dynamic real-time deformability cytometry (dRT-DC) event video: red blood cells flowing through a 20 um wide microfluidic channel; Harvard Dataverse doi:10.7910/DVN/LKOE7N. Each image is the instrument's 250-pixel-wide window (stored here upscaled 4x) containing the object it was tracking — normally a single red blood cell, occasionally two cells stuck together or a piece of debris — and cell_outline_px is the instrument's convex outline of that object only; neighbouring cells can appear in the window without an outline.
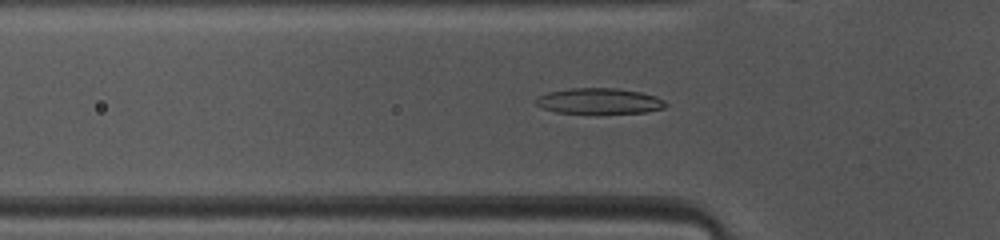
{"species": "common noctule bat (a hibernating species)", "species_latin": "Nyctalus noctula", "temperature_condition": "warm", "stored_images_in_passage": 47, "camera_frame_rate_fps": 3000, "um_per_image_px": 0.085, "animal": {"sex": "female", "body_mass_g": 10.0, "forearm_length_mm": 53.1}, "frame": {"image": 1, "passage_image": 14, "time_ms": 4.333, "image_size_px": [1000, 240], "cell_outline_px": [[668, 104], [664, 108], [644, 112], [556, 112], [544, 108], [536, 104], [536, 100], [540, 96], [548, 92], [568, 88], [616, 88], [640, 92], [656, 96], [664, 100]], "centroid_in_image_um": [50.96, 8.56], "position_along_channel_um": 74.8, "area_um2": 18.96}}
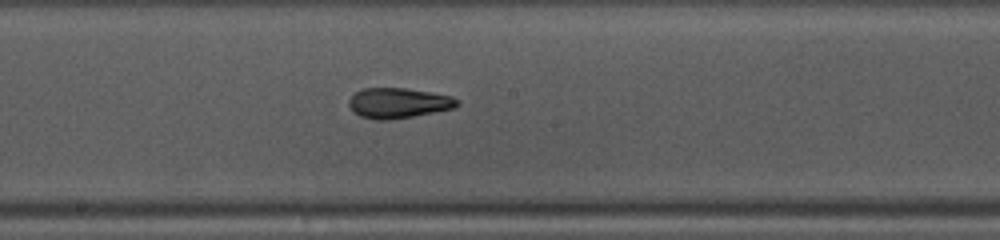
{"frame": {"image": 2, "passage_image": 24, "time_ms": 7.667, "image_size_px": [1000, 240], "cell_outline_px": [[460, 104], [452, 108], [412, 116], [388, 120], [376, 120], [360, 116], [352, 112], [348, 104], [348, 100], [356, 92], [364, 88], [404, 88], [432, 92], [452, 96], [460, 100]], "centroid_in_image_um": [33.84, 8.75], "position_along_channel_um": 214.4, "area_um2": 19.07}}
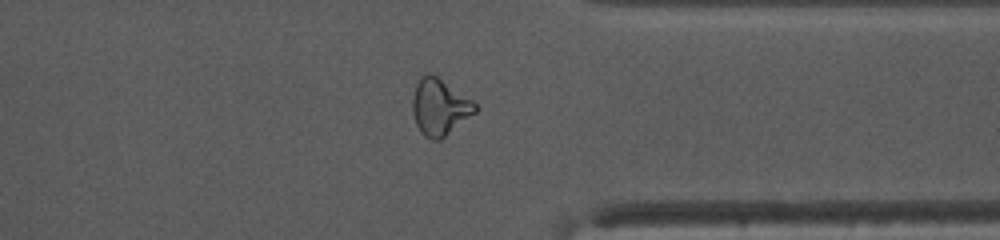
{"frame": {"image": 3, "passage_image": 36, "time_ms": 11.667, "image_size_px": [1000, 240], "cell_outline_px": [[476, 112], [440, 140], [432, 140], [424, 136], [420, 132], [416, 124], [412, 112], [412, 96], [416, 84], [420, 76], [424, 72], [428, 72], [436, 76], [472, 100], [476, 104]], "centroid_in_image_um": [37.32, 9.1], "position_along_channel_um": 374.1, "area_um2": 20.58}, "authors_computed_cell_mechanics": {"area_um2": 19.5942, "velocity_mm_per_s": 4.1337, "shape_relaxation_time_tau1_ms": 3.6893, "shape_relaxation_time_tau2_ms": 3.6717, "deformation_change_tau1": 0.1566, "deformation_change_tau2": 0.0884}}